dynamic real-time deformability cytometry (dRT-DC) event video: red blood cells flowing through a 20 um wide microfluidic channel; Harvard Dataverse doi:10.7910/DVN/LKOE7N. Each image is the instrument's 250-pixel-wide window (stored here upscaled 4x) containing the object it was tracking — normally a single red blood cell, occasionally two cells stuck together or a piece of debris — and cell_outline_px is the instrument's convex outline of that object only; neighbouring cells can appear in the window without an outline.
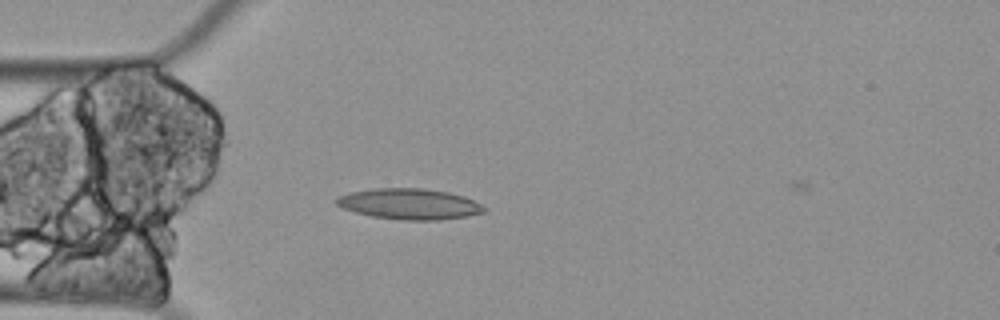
{"species": "Egyptian fruit bat (a non-hibernating species)", "species_latin": "Rousettus aegyptiacus", "temperature_condition": "cold", "stored_images_in_passage": 16, "camera_frame_rate_fps": 3000, "um_per_image_px": 0.085, "animal": {"sex": "female"}, "frame": {"image": 1, "passage_image": 15, "time_ms": 4.667, "image_size_px": [1000, 320], "cell_outline_px": [[488, 208], [484, 212], [464, 216], [440, 220], [400, 220], [372, 216], [356, 212], [344, 208], [336, 204], [332, 200], [336, 196], [352, 192], [372, 188], [424, 188], [448, 192], [464, 196]], "centroid_in_image_um": [34.77, 17.33], "position_along_channel_um": 50.2, "area_um2": 26.53}}